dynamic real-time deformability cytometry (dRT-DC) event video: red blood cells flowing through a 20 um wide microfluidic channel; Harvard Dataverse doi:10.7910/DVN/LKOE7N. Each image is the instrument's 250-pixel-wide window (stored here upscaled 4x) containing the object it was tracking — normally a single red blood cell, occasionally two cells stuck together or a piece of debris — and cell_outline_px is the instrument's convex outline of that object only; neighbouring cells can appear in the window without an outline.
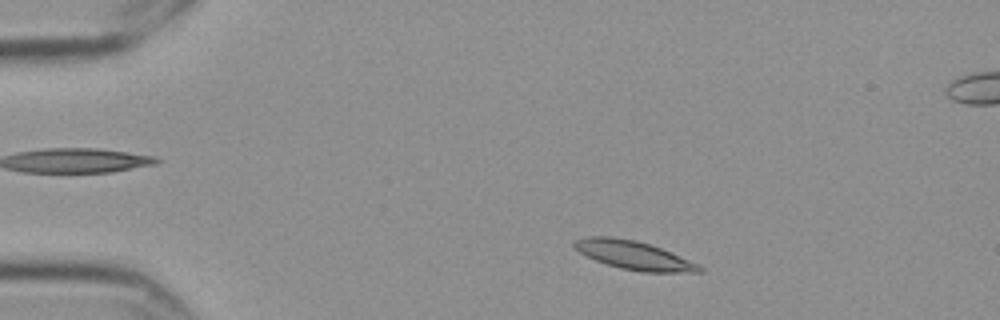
{"species": "Egyptian fruit bat (a non-hibernating species)", "species_latin": "Rousettus aegyptiacus", "temperature_condition": "cold", "stored_images_in_passage": 54, "segment_of_instrument_passage": [1, 2], "camera_frame_rate_fps": 3000, "um_per_image_px": 0.085, "frame": {"image": 1, "passage_image": 6, "time_ms": 1.667, "image_size_px": [1000, 320], "cell_outline_px": [[704, 272], [644, 272], [620, 268], [596, 260], [572, 248], [572, 240], [588, 236], [612, 236], [636, 240], [660, 248], [700, 264], [704, 268]], "centroid_in_image_um": [53.85, 21.68], "position_along_channel_um": 31.1, "area_um2": 20.87}}
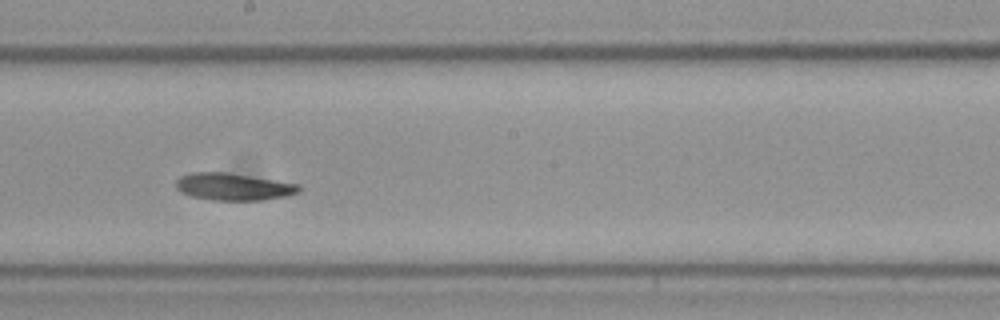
{"frame": {"image": 2, "passage_image": 28, "time_ms": 9.0, "image_size_px": [1000, 320], "cell_outline_px": [[300, 192], [288, 196], [264, 200], [208, 200], [192, 196], [180, 192], [176, 188], [176, 180], [180, 176], [192, 172], [228, 172], [300, 184]], "centroid_in_image_um": [19.85, 15.87], "position_along_channel_um": 228.4, "area_um2": 19.71}}
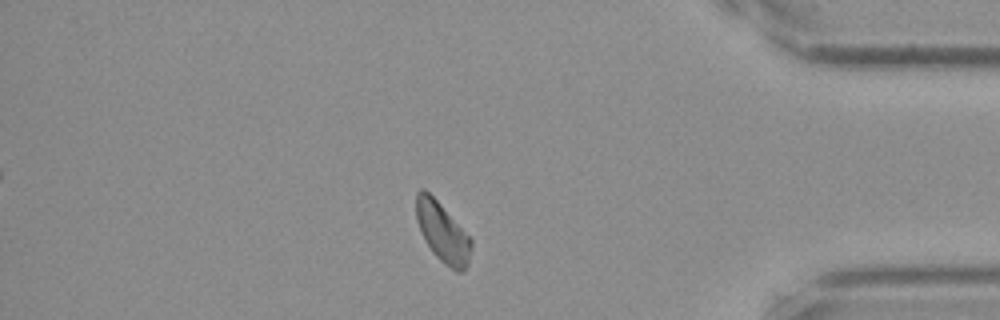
{"frame": {"image": 3, "passage_image": 45, "time_ms": 14.667, "image_size_px": [1000, 320], "cell_outline_px": [[472, 244], [468, 264], [460, 272], [456, 272], [444, 264], [432, 252], [424, 240], [420, 232], [416, 220], [416, 192], [420, 188], [424, 188], [440, 204], [472, 240]], "centroid_in_image_um": [37.58, 19.75], "position_along_channel_um": 397.6, "area_um2": 18.96}}